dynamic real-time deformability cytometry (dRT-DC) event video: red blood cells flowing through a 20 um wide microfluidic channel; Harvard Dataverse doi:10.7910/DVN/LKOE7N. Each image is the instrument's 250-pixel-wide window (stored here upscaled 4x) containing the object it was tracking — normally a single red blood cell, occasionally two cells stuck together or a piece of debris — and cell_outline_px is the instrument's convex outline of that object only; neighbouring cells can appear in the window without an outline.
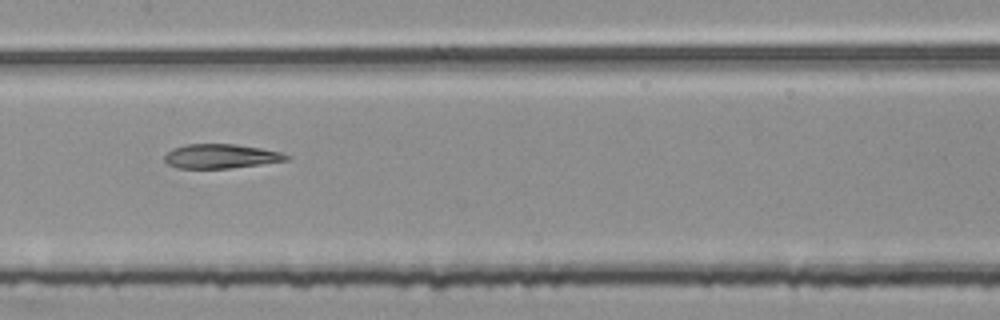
{"species": "common noctule bat (a hibernating species)", "species_latin": "Nyctalus noctula", "temperature_condition": "room temperature", "stored_images_in_passage": 47, "segment_of_instrument_passage": [2, 2], "camera_frame_rate_fps": 3000, "um_per_image_px": 0.085, "animal": {"sex": "female", "body_mass_g": 25.1}, "frame": {"image": 1, "passage_image": 20, "time_ms": 6.333, "image_size_px": [1000, 320], "cell_outline_px": [[292, 156], [288, 160], [260, 164], [228, 168], [176, 168], [168, 164], [164, 160], [164, 156], [172, 148], [188, 144], [236, 144], [260, 148], [280, 152]], "centroid_in_image_um": [18.76, 13.27], "position_along_channel_um": 188.6, "area_um2": 17.17}}
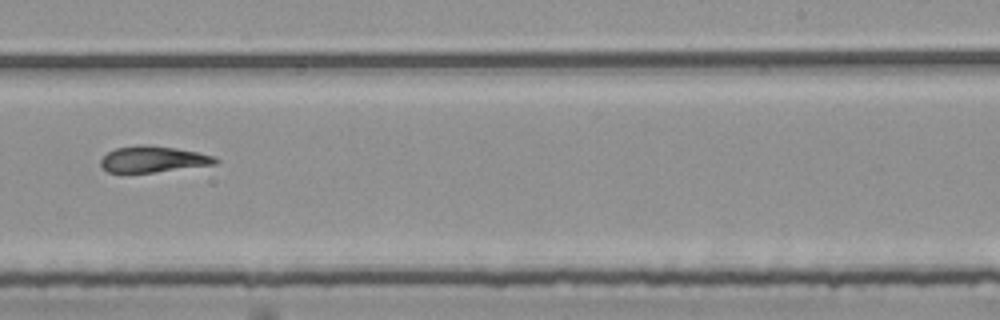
{"frame": {"image": 2, "passage_image": 27, "time_ms": 8.667, "image_size_px": [1000, 320], "cell_outline_px": [[220, 160], [216, 164], [152, 172], [108, 172], [100, 164], [100, 160], [108, 152], [116, 148], [172, 148], [196, 152], [216, 156]], "centroid_in_image_um": [13.06, 13.58], "position_along_channel_um": 275.9, "area_um2": 16.36}}
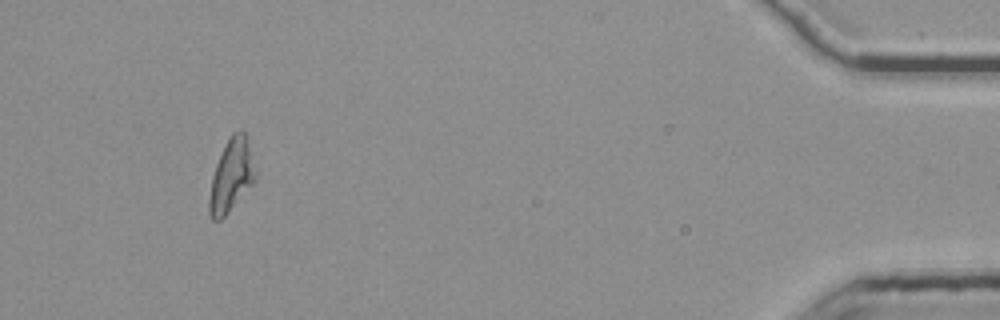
{"frame": {"image": 3, "passage_image": 44, "time_ms": 14.333, "image_size_px": [1000, 320], "cell_outline_px": [[256, 180], [228, 212], [220, 220], [212, 220], [208, 212], [208, 200], [212, 176], [216, 164], [232, 132], [244, 132], [256, 172]], "centroid_in_image_um": [19.64, 14.99], "position_along_channel_um": 415.6, "area_um2": 19.02}}